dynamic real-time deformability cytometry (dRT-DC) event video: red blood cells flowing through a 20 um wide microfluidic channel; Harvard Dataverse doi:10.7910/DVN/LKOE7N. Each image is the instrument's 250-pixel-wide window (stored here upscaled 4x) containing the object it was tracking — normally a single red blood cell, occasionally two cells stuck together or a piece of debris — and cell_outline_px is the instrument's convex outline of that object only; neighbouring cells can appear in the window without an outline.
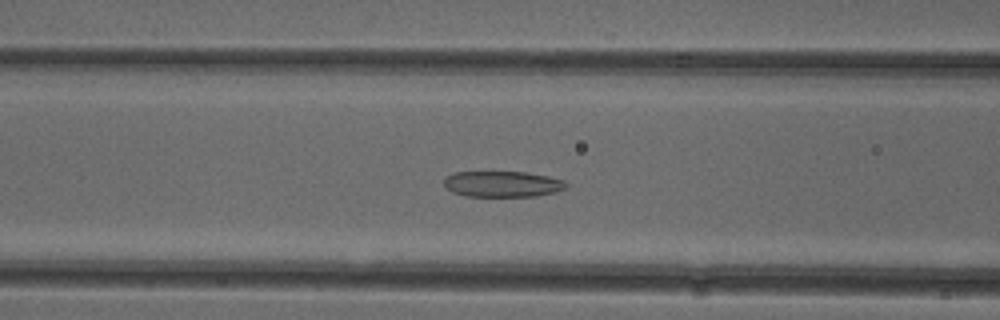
{"species": "common noctule bat (a hibernating species)", "species_latin": "Nyctalus noctula", "temperature_condition": "cold", "stored_images_in_passage": 52, "camera_frame_rate_fps": 3000, "um_per_image_px": 0.085, "animal": {"sex": "female"}, "frame": {"image": 1, "passage_image": 21, "time_ms": 6.667, "image_size_px": [1000, 320], "cell_outline_px": [[568, 184], [564, 188], [556, 192], [536, 196], [464, 196], [452, 192], [444, 184], [444, 176], [452, 172], [524, 172], [548, 176], [564, 180]], "centroid_in_image_um": [42.69, 15.64], "position_along_channel_um": 123.9, "area_um2": 18.5}}
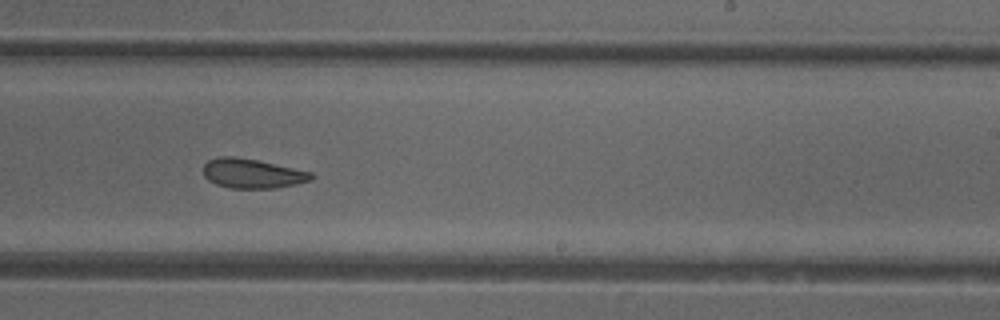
{"frame": {"image": 2, "passage_image": 32, "time_ms": 10.333, "image_size_px": [1000, 320], "cell_outline_px": [[316, 176], [312, 180], [296, 184], [276, 188], [232, 188], [216, 184], [208, 180], [204, 176], [204, 164], [208, 160], [216, 156], [236, 156], [256, 160], [312, 172]], "centroid_in_image_um": [21.44, 14.74], "position_along_channel_um": 267.6, "area_um2": 18.61}}
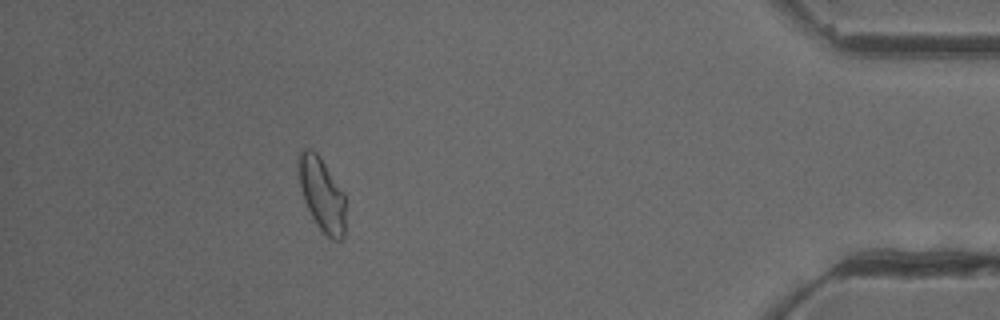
{"frame": {"image": 3, "passage_image": 47, "time_ms": 15.333, "image_size_px": [1000, 320], "cell_outline_px": [[344, 236], [340, 240], [332, 240], [316, 224], [304, 200], [300, 188], [296, 172], [296, 156], [304, 148], [312, 148], [320, 156], [344, 192]], "centroid_in_image_um": [27.3, 16.43], "position_along_channel_um": 407.9, "area_um2": 20.46}, "authors_computed_cell_mechanics": {"area_um2": 20.4034, "velocity_mm_per_s": 3.9253, "shape_relaxation_time_tau1_ms": null, "shape_relaxation_time_tau2_ms": 3.1466, "deformation_change_tau1": null, "deformation_change_tau2": 0.0927}}